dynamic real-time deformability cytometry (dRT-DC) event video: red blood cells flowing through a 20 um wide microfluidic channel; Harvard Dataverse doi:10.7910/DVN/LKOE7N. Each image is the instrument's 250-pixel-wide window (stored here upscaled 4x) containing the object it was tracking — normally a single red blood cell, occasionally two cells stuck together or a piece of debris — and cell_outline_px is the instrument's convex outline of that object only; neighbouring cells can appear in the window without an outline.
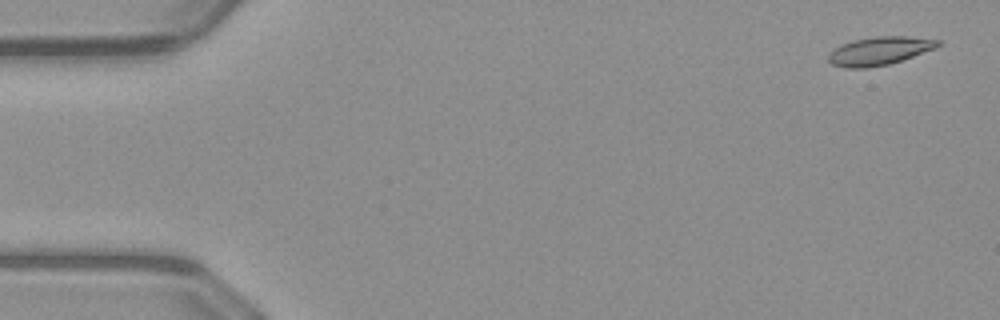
{"species": "common noctule bat (a hibernating species)", "species_latin": "Nyctalus noctula", "temperature_condition": "warm", "stored_images_in_passage": 51, "camera_frame_rate_fps": 3000, "um_per_image_px": 0.085, "animal": {"sex": "male", "body_mass_g": 23.1, "forearm_length_mm": 52.7}, "frame": {"image": 1, "passage_image": 2, "time_ms": 0.333, "image_size_px": [1000, 320], "cell_outline_px": [[940, 44], [936, 48], [888, 64], [868, 68], [844, 68], [832, 64], [828, 60], [828, 56], [840, 44], [852, 40], [876, 36], [908, 36], [940, 40]], "centroid_in_image_um": [74.73, 4.32], "position_along_channel_um": 10.3, "area_um2": 17.92}}
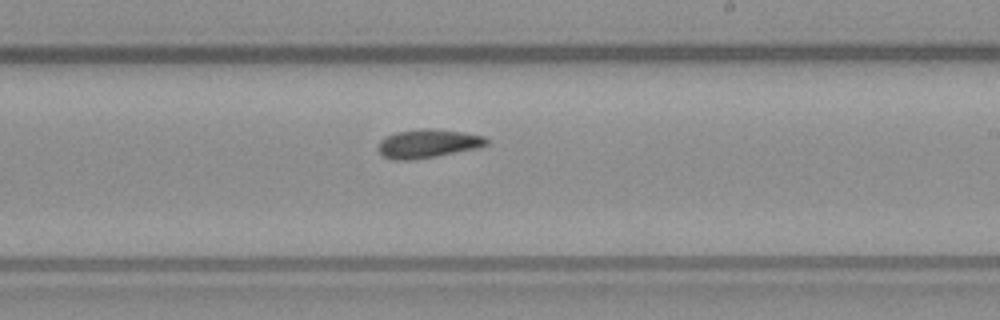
{"frame": {"image": 2, "passage_image": 30, "time_ms": 9.667, "image_size_px": [1000, 320], "cell_outline_px": [[488, 144], [476, 148], [436, 156], [408, 160], [396, 160], [384, 156], [376, 148], [380, 140], [384, 136], [396, 132], [420, 128], [432, 128], [464, 132], [484, 136], [488, 140]], "centroid_in_image_um": [36.34, 12.18], "position_along_channel_um": 252.7, "area_um2": 18.09}}
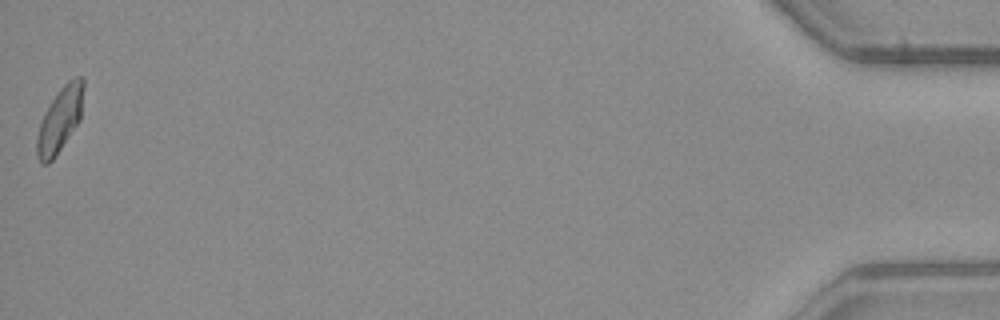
{"frame": {"image": 3, "passage_image": 51, "time_ms": 16.667, "image_size_px": [1000, 320], "cell_outline_px": [[84, 88], [80, 120], [52, 160], [48, 164], [40, 164], [36, 156], [36, 140], [40, 124], [44, 112], [60, 88], [68, 80], [76, 76], [84, 76]], "centroid_in_image_um": [5.09, 10.15], "position_along_channel_um": 430.1, "area_um2": 17.57}, "authors_computed_cell_mechanics": {"area_um2": 17.8024, "velocity_mm_per_s": 4.0448, "shape_relaxation_time_tau1_ms": 8.5322, "shape_relaxation_time_tau2_ms": 8.4152, "deformation_change_tau1": 0.1851, "deformation_change_tau2": 0.1397}}